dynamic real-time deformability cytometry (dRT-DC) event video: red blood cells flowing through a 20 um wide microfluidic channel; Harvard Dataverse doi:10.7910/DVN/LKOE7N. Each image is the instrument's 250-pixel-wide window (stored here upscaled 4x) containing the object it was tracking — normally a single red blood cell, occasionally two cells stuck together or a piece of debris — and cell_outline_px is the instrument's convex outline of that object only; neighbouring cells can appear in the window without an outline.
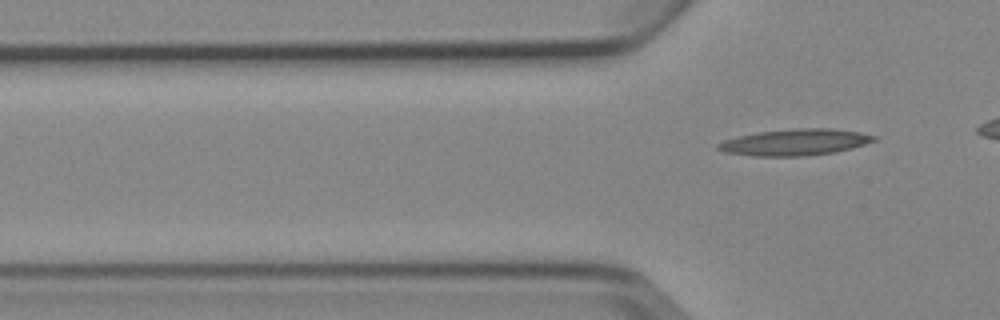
{"species": "Egyptian fruit bat (a non-hibernating species)", "species_latin": "Rousettus aegyptiacus", "temperature_condition": "cold", "stored_images_in_passage": 6, "segment_of_instrument_passage": [2, 2], "camera_frame_rate_fps": 3000, "um_per_image_px": 0.085, "animal": {"sex": "female"}, "frame": {"image": 1, "passage_image": 6, "time_ms": 7.0, "image_size_px": [1000, 320], "cell_outline_px": [[876, 140], [852, 148], [836, 152], [804, 156], [756, 156], [724, 152], [716, 148], [716, 144], [724, 140], [756, 132], [792, 128], [832, 128], [860, 132], [876, 136]], "centroid_in_image_um": [67.57, 12.08], "position_along_channel_um": 58.2, "area_um2": 24.04}}